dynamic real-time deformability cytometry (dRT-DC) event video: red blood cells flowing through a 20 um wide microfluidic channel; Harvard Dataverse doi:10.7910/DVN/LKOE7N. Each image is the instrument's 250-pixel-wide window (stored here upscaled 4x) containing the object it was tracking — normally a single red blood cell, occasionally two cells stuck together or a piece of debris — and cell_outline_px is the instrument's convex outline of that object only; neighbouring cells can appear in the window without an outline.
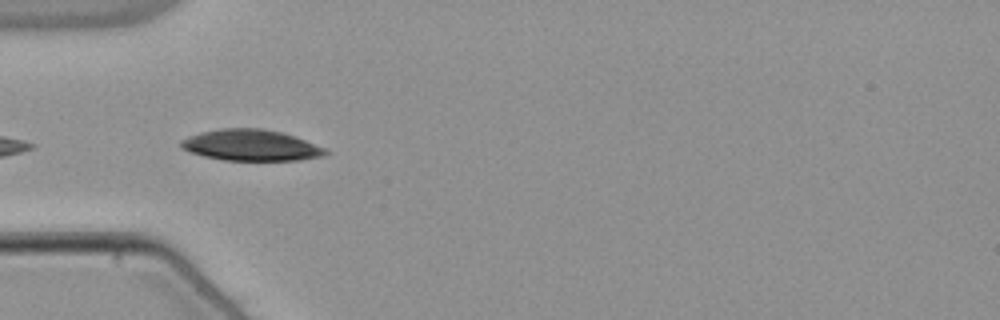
{"species": "common noctule bat (a hibernating species)", "species_latin": "Nyctalus noctula", "temperature_condition": "warm", "stored_images_in_passage": 5, "camera_frame_rate_fps": 3000, "um_per_image_px": 0.085, "animal": {"sex": "male", "body_mass_g": 21.5, "forearm_length_mm": 52.0}, "frame": {"image": 1, "passage_image": 2, "time_ms": 0.333, "image_size_px": [1000, 320], "cell_outline_px": [[328, 152], [324, 156], [300, 160], [224, 160], [204, 156], [188, 152], [180, 148], [180, 140], [188, 136], [200, 132], [220, 128], [260, 128], [280, 132], [304, 140], [324, 148]], "centroid_in_image_um": [21.26, 12.34], "position_along_channel_um": 63.7, "area_um2": 26.13}}